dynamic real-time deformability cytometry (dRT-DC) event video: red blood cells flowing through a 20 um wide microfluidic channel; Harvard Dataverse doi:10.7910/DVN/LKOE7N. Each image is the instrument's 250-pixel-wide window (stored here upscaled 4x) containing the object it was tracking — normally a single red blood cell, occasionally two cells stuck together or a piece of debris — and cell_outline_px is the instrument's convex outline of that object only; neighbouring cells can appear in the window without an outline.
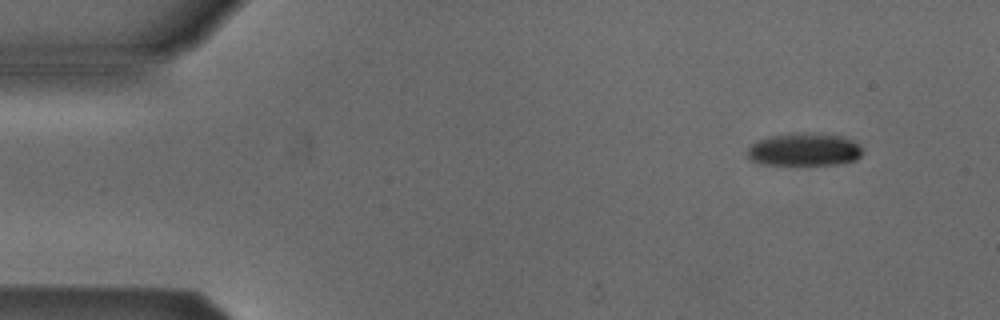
{"species": "Egyptian fruit bat (a non-hibernating species)", "species_latin": "Rousettus aegyptiacus", "temperature_condition": "cold", "stored_images_in_passage": 4, "camera_frame_rate_fps": 3000, "um_per_image_px": 0.085, "animal": {"sex": "male"}, "frame": {"image": 1, "passage_image": 1, "time_ms": 0.0, "image_size_px": [1000, 320], "cell_outline_px": [[864, 152], [856, 160], [840, 164], [764, 164], [748, 160], [748, 148], [752, 144], [760, 140], [772, 136], [840, 136], [852, 140], [860, 144]], "centroid_in_image_um": [68.4, 12.78], "position_along_channel_um": 16.6, "area_um2": 20.87}}